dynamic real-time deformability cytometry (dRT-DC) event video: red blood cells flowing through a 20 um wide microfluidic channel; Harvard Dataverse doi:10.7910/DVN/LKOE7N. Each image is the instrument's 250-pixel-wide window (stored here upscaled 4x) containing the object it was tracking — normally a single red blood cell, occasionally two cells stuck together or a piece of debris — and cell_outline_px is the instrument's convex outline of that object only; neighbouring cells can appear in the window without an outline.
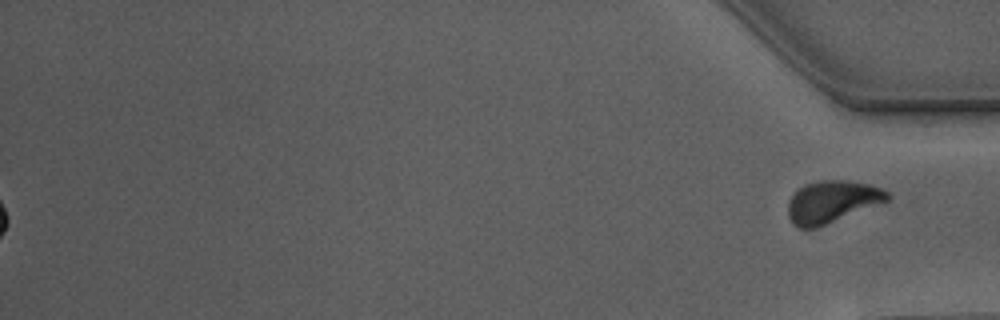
{"species": "Egyptian fruit bat (a non-hibernating species)", "species_latin": "Rousettus aegyptiacus", "temperature_condition": "warm", "stored_images_in_passage": 42, "segment_of_instrument_passage": [2, 2], "camera_frame_rate_fps": 3000, "um_per_image_px": 0.085, "animal": {"sex": "male"}, "frame": {"image": 1, "passage_image": 42, "time_ms": 13.667, "image_size_px": [1000, 320], "cell_outline_px": [[892, 196], [888, 200], [816, 228], [800, 228], [792, 224], [788, 216], [788, 200], [804, 184], [820, 180], [848, 180], [868, 184], [884, 188]], "centroid_in_image_um": [70.71, 17.13], "position_along_channel_um": 364.5, "area_um2": 24.28}}